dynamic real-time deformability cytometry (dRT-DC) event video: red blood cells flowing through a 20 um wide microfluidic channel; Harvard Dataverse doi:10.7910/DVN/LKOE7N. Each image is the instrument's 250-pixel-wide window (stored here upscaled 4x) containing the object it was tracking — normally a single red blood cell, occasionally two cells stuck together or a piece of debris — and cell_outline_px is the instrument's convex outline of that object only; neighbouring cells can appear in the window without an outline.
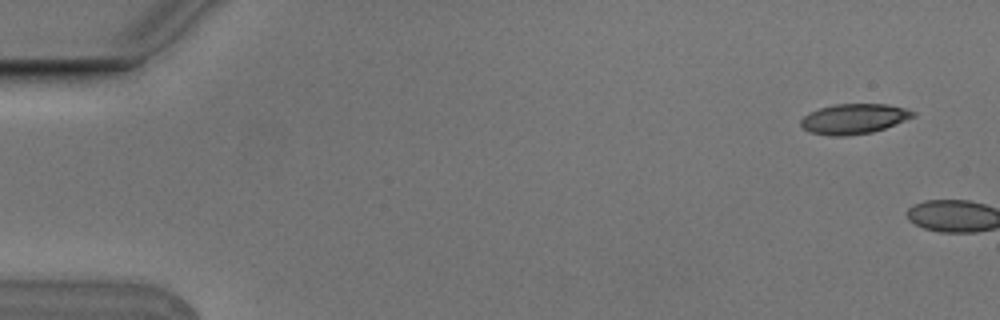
{"species": "Egyptian fruit bat (a non-hibernating species)", "species_latin": "Rousettus aegyptiacus", "temperature_condition": "cold", "stored_images_in_passage": 3, "segment_of_instrument_passage": [2, 2], "camera_frame_rate_fps": 3000, "um_per_image_px": 0.085, "animal": {"sex": "male"}, "frame": {"image": 1, "passage_image": 3, "time_ms": 0.667, "image_size_px": [1000, 320], "cell_outline_px": [[916, 116], [896, 124], [872, 132], [844, 136], [832, 136], [808, 132], [800, 124], [800, 120], [808, 112], [820, 108], [836, 104], [888, 104], [904, 108], [916, 112]], "centroid_in_image_um": [72.58, 10.1], "position_along_channel_um": 12.4, "area_um2": 19.71}}